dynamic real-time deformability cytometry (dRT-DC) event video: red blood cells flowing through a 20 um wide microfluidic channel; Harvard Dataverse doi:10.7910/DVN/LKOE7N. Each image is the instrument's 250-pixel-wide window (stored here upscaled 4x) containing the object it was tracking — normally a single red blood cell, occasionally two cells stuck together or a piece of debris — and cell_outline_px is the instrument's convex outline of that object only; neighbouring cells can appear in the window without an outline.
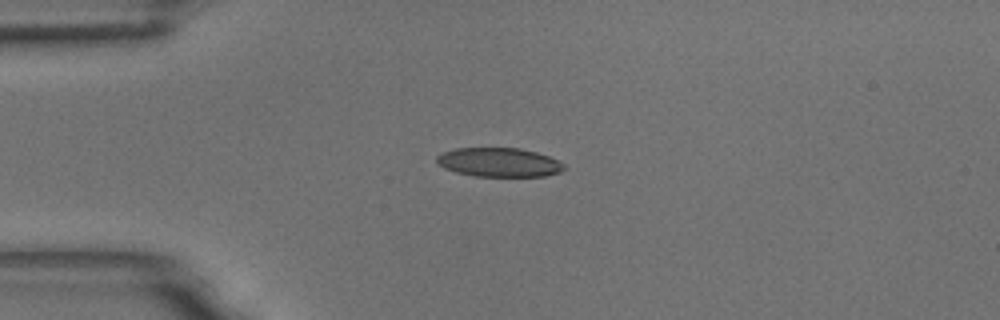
{"species": "common noctule bat (a hibernating species)", "species_latin": "Nyctalus noctula", "temperature_condition": "room temperature", "stored_images_in_passage": 2, "camera_frame_rate_fps": 3000, "um_per_image_px": 0.085, "animal": {"sex": "male", "body_mass_g": 18.8}, "frame": {"image": 1, "passage_image": 1, "time_ms": 0.0, "image_size_px": [1000, 320], "cell_outline_px": [[564, 168], [560, 172], [544, 176], [476, 176], [456, 172], [444, 168], [436, 160], [436, 156], [444, 152], [456, 148], [520, 148], [536, 152], [548, 156], [564, 164]], "centroid_in_image_um": [42.41, 13.79], "position_along_channel_um": 42.6, "area_um2": 21.33}}